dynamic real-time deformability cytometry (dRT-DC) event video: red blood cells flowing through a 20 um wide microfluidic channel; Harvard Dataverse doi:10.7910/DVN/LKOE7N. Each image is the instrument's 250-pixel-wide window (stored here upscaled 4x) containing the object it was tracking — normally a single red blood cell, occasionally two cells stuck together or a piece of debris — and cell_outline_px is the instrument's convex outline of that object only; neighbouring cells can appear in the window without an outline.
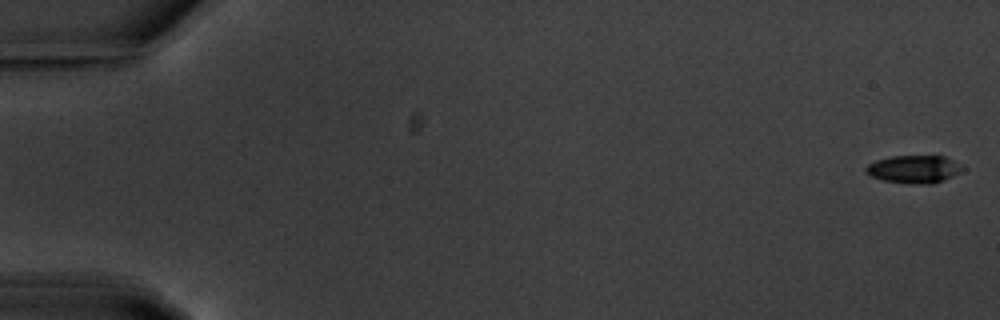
{"species": "common noctule bat (a hibernating species)", "species_latin": "Nyctalus noctula", "temperature_condition": "warm", "stored_images_in_passage": 56, "camera_frame_rate_fps": 3000, "um_per_image_px": 0.085, "animal": {"sex": "male", "body_mass_g": 20.1, "forearm_length_mm": 53.5}, "frame": {"image": 1, "passage_image": 1, "time_ms": 0.0, "image_size_px": [1000, 320], "cell_outline_px": [[968, 168], [944, 180], [932, 184], [904, 184], [880, 180], [872, 176], [864, 168], [868, 164], [876, 160], [892, 156], [944, 156]], "centroid_in_image_um": [77.71, 14.39], "position_along_channel_um": 7.3, "area_um2": 15.84}}
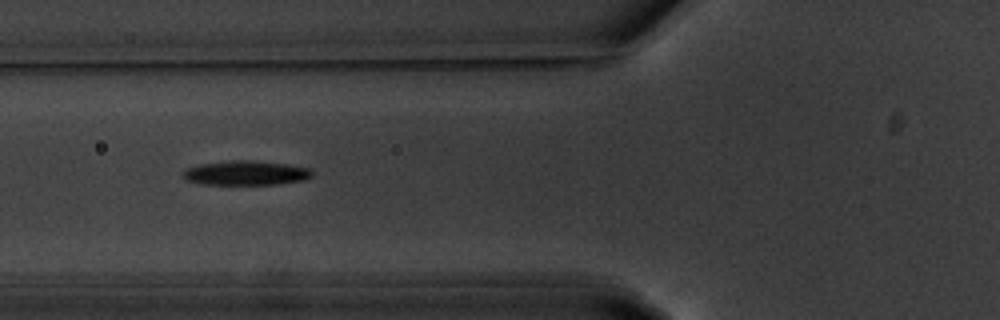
{"frame": {"image": 2, "passage_image": 22, "time_ms": 7.0, "image_size_px": [1000, 320], "cell_outline_px": [[312, 176], [304, 180], [276, 184], [200, 184], [188, 180], [180, 172], [184, 168], [200, 164], [232, 160], [252, 160], [288, 164], [312, 168]], "centroid_in_image_um": [20.9, 14.69], "position_along_channel_um": 104.9, "area_um2": 18.5}}
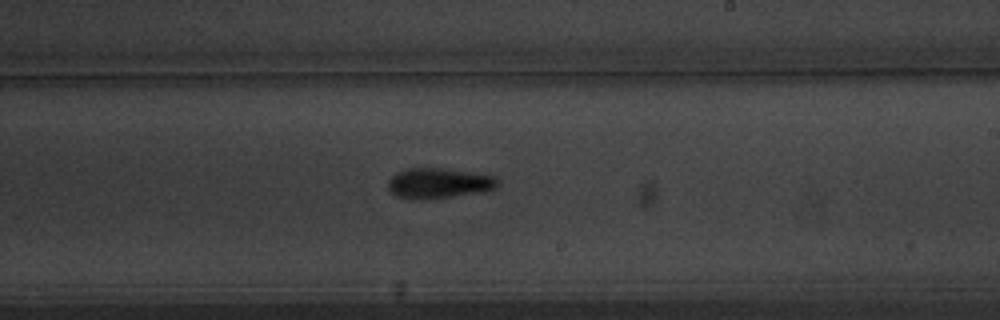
{"frame": {"image": 3, "passage_image": 34, "time_ms": 11.0, "image_size_px": [1000, 320], "cell_outline_px": [[500, 180], [496, 188], [452, 196], [424, 200], [412, 200], [396, 196], [388, 188], [388, 180], [396, 172], [408, 168], [440, 168], [496, 176]], "centroid_in_image_um": [37.24, 15.57], "position_along_channel_um": 251.8, "area_um2": 19.25}, "authors_computed_cell_mechanics": {"area_um2": 17.9758, "velocity_mm_per_s": 3.6661, "shape_relaxation_time_tau1_ms": 3.467, "shape_relaxation_time_tau2_ms": 9.9065, "deformation_change_tau1": 0.1597, "deformation_change_tau2": 0.205}}